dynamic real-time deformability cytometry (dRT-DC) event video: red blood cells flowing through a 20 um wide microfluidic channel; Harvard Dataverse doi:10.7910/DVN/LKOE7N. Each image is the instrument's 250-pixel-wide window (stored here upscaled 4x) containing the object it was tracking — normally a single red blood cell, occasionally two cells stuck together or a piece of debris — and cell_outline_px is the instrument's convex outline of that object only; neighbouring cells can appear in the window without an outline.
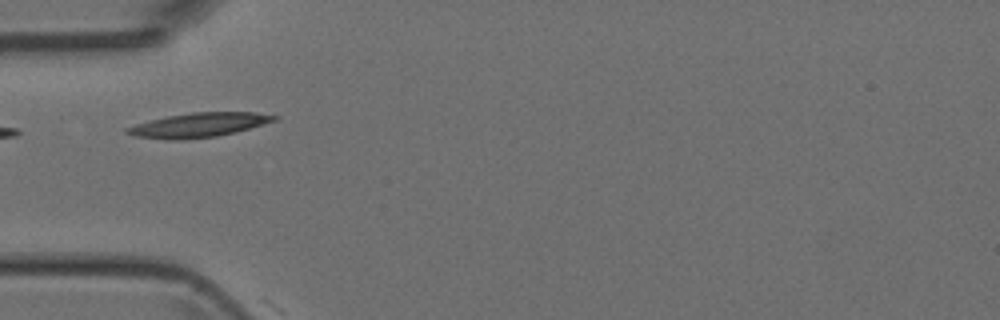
{"species": "Egyptian fruit bat (a non-hibernating species)", "species_latin": "Rousettus aegyptiacus", "temperature_condition": "room temperature", "stored_images_in_passage": 1, "camera_frame_rate_fps": 3000, "um_per_image_px": 0.085, "animal": {"sex": "female"}, "frame": {"image": 1, "passage_image": 1, "time_ms": 0.0, "image_size_px": [1000, 320], "cell_outline_px": [[280, 116], [276, 120], [236, 132], [216, 136], [184, 140], [168, 140], [132, 136], [124, 132], [124, 128], [136, 124], [168, 116], [192, 112], [256, 112]], "centroid_in_image_um": [16.86, 10.63], "position_along_channel_um": 68.1, "area_um2": 20.92}}